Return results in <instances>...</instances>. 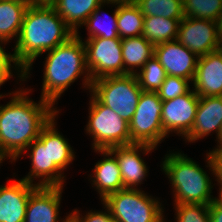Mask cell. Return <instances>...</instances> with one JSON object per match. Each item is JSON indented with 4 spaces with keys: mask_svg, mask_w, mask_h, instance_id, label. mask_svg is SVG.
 <instances>
[{
    "mask_svg": "<svg viewBox=\"0 0 222 222\" xmlns=\"http://www.w3.org/2000/svg\"><path fill=\"white\" fill-rule=\"evenodd\" d=\"M192 85L198 97L222 96V55L218 50L199 57Z\"/></svg>",
    "mask_w": 222,
    "mask_h": 222,
    "instance_id": "obj_17",
    "label": "cell"
},
{
    "mask_svg": "<svg viewBox=\"0 0 222 222\" xmlns=\"http://www.w3.org/2000/svg\"><path fill=\"white\" fill-rule=\"evenodd\" d=\"M117 24L121 39L142 36L144 15L135 3H117Z\"/></svg>",
    "mask_w": 222,
    "mask_h": 222,
    "instance_id": "obj_25",
    "label": "cell"
},
{
    "mask_svg": "<svg viewBox=\"0 0 222 222\" xmlns=\"http://www.w3.org/2000/svg\"><path fill=\"white\" fill-rule=\"evenodd\" d=\"M6 43L7 42L5 40L0 39V87L10 78L13 77V72H12L13 67H14L13 69H15L17 73L16 75H18L19 81H23L22 71L18 68L17 65L14 64L12 54L5 52L6 51L5 47L3 48L4 44L6 45ZM11 62L13 63V65L11 64Z\"/></svg>",
    "mask_w": 222,
    "mask_h": 222,
    "instance_id": "obj_32",
    "label": "cell"
},
{
    "mask_svg": "<svg viewBox=\"0 0 222 222\" xmlns=\"http://www.w3.org/2000/svg\"><path fill=\"white\" fill-rule=\"evenodd\" d=\"M135 4L144 16H161L183 19V0H136Z\"/></svg>",
    "mask_w": 222,
    "mask_h": 222,
    "instance_id": "obj_27",
    "label": "cell"
},
{
    "mask_svg": "<svg viewBox=\"0 0 222 222\" xmlns=\"http://www.w3.org/2000/svg\"><path fill=\"white\" fill-rule=\"evenodd\" d=\"M16 1L24 2L27 3L28 5H31L38 2L39 0H16Z\"/></svg>",
    "mask_w": 222,
    "mask_h": 222,
    "instance_id": "obj_39",
    "label": "cell"
},
{
    "mask_svg": "<svg viewBox=\"0 0 222 222\" xmlns=\"http://www.w3.org/2000/svg\"><path fill=\"white\" fill-rule=\"evenodd\" d=\"M179 152L170 151L160 165L172 184L174 205H210L217 199L211 195L215 184L195 160L193 161L186 154Z\"/></svg>",
    "mask_w": 222,
    "mask_h": 222,
    "instance_id": "obj_4",
    "label": "cell"
},
{
    "mask_svg": "<svg viewBox=\"0 0 222 222\" xmlns=\"http://www.w3.org/2000/svg\"><path fill=\"white\" fill-rule=\"evenodd\" d=\"M37 187L23 179L0 185V222H24L28 199Z\"/></svg>",
    "mask_w": 222,
    "mask_h": 222,
    "instance_id": "obj_16",
    "label": "cell"
},
{
    "mask_svg": "<svg viewBox=\"0 0 222 222\" xmlns=\"http://www.w3.org/2000/svg\"><path fill=\"white\" fill-rule=\"evenodd\" d=\"M90 95L89 120L85 130L93 138V150H108L133 144L129 122L102 104L92 93Z\"/></svg>",
    "mask_w": 222,
    "mask_h": 222,
    "instance_id": "obj_5",
    "label": "cell"
},
{
    "mask_svg": "<svg viewBox=\"0 0 222 222\" xmlns=\"http://www.w3.org/2000/svg\"><path fill=\"white\" fill-rule=\"evenodd\" d=\"M111 4L115 6L114 12L112 13V16L109 17V22L105 23L101 22L100 18V9L105 4ZM103 21V20H102ZM107 23V24H106ZM106 24V25H105ZM86 25V29L88 31V37L87 38H120L118 35V29H117V3L116 2H109L104 1L86 20V22L83 24Z\"/></svg>",
    "mask_w": 222,
    "mask_h": 222,
    "instance_id": "obj_26",
    "label": "cell"
},
{
    "mask_svg": "<svg viewBox=\"0 0 222 222\" xmlns=\"http://www.w3.org/2000/svg\"><path fill=\"white\" fill-rule=\"evenodd\" d=\"M161 110L162 100L157 92L142 91L129 122L132 143L157 147L167 137L162 127Z\"/></svg>",
    "mask_w": 222,
    "mask_h": 222,
    "instance_id": "obj_8",
    "label": "cell"
},
{
    "mask_svg": "<svg viewBox=\"0 0 222 222\" xmlns=\"http://www.w3.org/2000/svg\"><path fill=\"white\" fill-rule=\"evenodd\" d=\"M121 47L124 75H135L155 54V45L143 36L124 38Z\"/></svg>",
    "mask_w": 222,
    "mask_h": 222,
    "instance_id": "obj_21",
    "label": "cell"
},
{
    "mask_svg": "<svg viewBox=\"0 0 222 222\" xmlns=\"http://www.w3.org/2000/svg\"><path fill=\"white\" fill-rule=\"evenodd\" d=\"M63 187L38 186L28 199L24 222H67L59 216ZM60 219L62 221H60Z\"/></svg>",
    "mask_w": 222,
    "mask_h": 222,
    "instance_id": "obj_15",
    "label": "cell"
},
{
    "mask_svg": "<svg viewBox=\"0 0 222 222\" xmlns=\"http://www.w3.org/2000/svg\"><path fill=\"white\" fill-rule=\"evenodd\" d=\"M5 159H7L5 156L0 155V164L3 163L2 161L5 160Z\"/></svg>",
    "mask_w": 222,
    "mask_h": 222,
    "instance_id": "obj_41",
    "label": "cell"
},
{
    "mask_svg": "<svg viewBox=\"0 0 222 222\" xmlns=\"http://www.w3.org/2000/svg\"><path fill=\"white\" fill-rule=\"evenodd\" d=\"M216 24H217L218 37H219L220 43L222 44V12L218 17Z\"/></svg>",
    "mask_w": 222,
    "mask_h": 222,
    "instance_id": "obj_36",
    "label": "cell"
},
{
    "mask_svg": "<svg viewBox=\"0 0 222 222\" xmlns=\"http://www.w3.org/2000/svg\"><path fill=\"white\" fill-rule=\"evenodd\" d=\"M135 75L142 90L151 92H157L167 77L165 69L155 56L150 58Z\"/></svg>",
    "mask_w": 222,
    "mask_h": 222,
    "instance_id": "obj_28",
    "label": "cell"
},
{
    "mask_svg": "<svg viewBox=\"0 0 222 222\" xmlns=\"http://www.w3.org/2000/svg\"><path fill=\"white\" fill-rule=\"evenodd\" d=\"M136 75L108 76L92 81L90 92L122 119L130 122L142 93Z\"/></svg>",
    "mask_w": 222,
    "mask_h": 222,
    "instance_id": "obj_7",
    "label": "cell"
},
{
    "mask_svg": "<svg viewBox=\"0 0 222 222\" xmlns=\"http://www.w3.org/2000/svg\"><path fill=\"white\" fill-rule=\"evenodd\" d=\"M222 128V96L199 97L194 124L190 133L184 138L193 143L201 138L216 133V140Z\"/></svg>",
    "mask_w": 222,
    "mask_h": 222,
    "instance_id": "obj_18",
    "label": "cell"
},
{
    "mask_svg": "<svg viewBox=\"0 0 222 222\" xmlns=\"http://www.w3.org/2000/svg\"><path fill=\"white\" fill-rule=\"evenodd\" d=\"M28 4L16 0H0V39L17 41Z\"/></svg>",
    "mask_w": 222,
    "mask_h": 222,
    "instance_id": "obj_22",
    "label": "cell"
},
{
    "mask_svg": "<svg viewBox=\"0 0 222 222\" xmlns=\"http://www.w3.org/2000/svg\"><path fill=\"white\" fill-rule=\"evenodd\" d=\"M56 116L41 129L39 139L48 145L49 154V187H63L64 169L75 159V153L68 140L56 129ZM63 172V173H62Z\"/></svg>",
    "mask_w": 222,
    "mask_h": 222,
    "instance_id": "obj_10",
    "label": "cell"
},
{
    "mask_svg": "<svg viewBox=\"0 0 222 222\" xmlns=\"http://www.w3.org/2000/svg\"><path fill=\"white\" fill-rule=\"evenodd\" d=\"M104 2V0H50L49 3L75 32L83 26L87 18Z\"/></svg>",
    "mask_w": 222,
    "mask_h": 222,
    "instance_id": "obj_20",
    "label": "cell"
},
{
    "mask_svg": "<svg viewBox=\"0 0 222 222\" xmlns=\"http://www.w3.org/2000/svg\"><path fill=\"white\" fill-rule=\"evenodd\" d=\"M217 142H218L219 144L217 145V148H215V149L222 148V128H221L220 136H219Z\"/></svg>",
    "mask_w": 222,
    "mask_h": 222,
    "instance_id": "obj_38",
    "label": "cell"
},
{
    "mask_svg": "<svg viewBox=\"0 0 222 222\" xmlns=\"http://www.w3.org/2000/svg\"><path fill=\"white\" fill-rule=\"evenodd\" d=\"M121 38H87L83 40L86 65L92 81L108 76L124 75Z\"/></svg>",
    "mask_w": 222,
    "mask_h": 222,
    "instance_id": "obj_9",
    "label": "cell"
},
{
    "mask_svg": "<svg viewBox=\"0 0 222 222\" xmlns=\"http://www.w3.org/2000/svg\"><path fill=\"white\" fill-rule=\"evenodd\" d=\"M19 89L12 93L6 105H0V155L15 162L25 149L39 137L41 129L59 113L50 102L40 98L38 103L30 99L31 89ZM0 94V98H4Z\"/></svg>",
    "mask_w": 222,
    "mask_h": 222,
    "instance_id": "obj_1",
    "label": "cell"
},
{
    "mask_svg": "<svg viewBox=\"0 0 222 222\" xmlns=\"http://www.w3.org/2000/svg\"><path fill=\"white\" fill-rule=\"evenodd\" d=\"M110 222H118L117 220H115V219H112Z\"/></svg>",
    "mask_w": 222,
    "mask_h": 222,
    "instance_id": "obj_43",
    "label": "cell"
},
{
    "mask_svg": "<svg viewBox=\"0 0 222 222\" xmlns=\"http://www.w3.org/2000/svg\"><path fill=\"white\" fill-rule=\"evenodd\" d=\"M103 155V160L98 161L90 175L92 185L99 193L101 202L110 194L124 189L121 172L116 157L109 150H95Z\"/></svg>",
    "mask_w": 222,
    "mask_h": 222,
    "instance_id": "obj_19",
    "label": "cell"
},
{
    "mask_svg": "<svg viewBox=\"0 0 222 222\" xmlns=\"http://www.w3.org/2000/svg\"><path fill=\"white\" fill-rule=\"evenodd\" d=\"M101 204L118 222H166L160 199L147 195L141 189H122L110 194Z\"/></svg>",
    "mask_w": 222,
    "mask_h": 222,
    "instance_id": "obj_6",
    "label": "cell"
},
{
    "mask_svg": "<svg viewBox=\"0 0 222 222\" xmlns=\"http://www.w3.org/2000/svg\"><path fill=\"white\" fill-rule=\"evenodd\" d=\"M206 159L207 167L212 172L211 175L213 174V177L216 178L215 181L218 182V189L222 190V148L209 150L206 153Z\"/></svg>",
    "mask_w": 222,
    "mask_h": 222,
    "instance_id": "obj_34",
    "label": "cell"
},
{
    "mask_svg": "<svg viewBox=\"0 0 222 222\" xmlns=\"http://www.w3.org/2000/svg\"><path fill=\"white\" fill-rule=\"evenodd\" d=\"M154 56L167 75L179 76L193 82L199 57L177 40L155 45Z\"/></svg>",
    "mask_w": 222,
    "mask_h": 222,
    "instance_id": "obj_14",
    "label": "cell"
},
{
    "mask_svg": "<svg viewBox=\"0 0 222 222\" xmlns=\"http://www.w3.org/2000/svg\"><path fill=\"white\" fill-rule=\"evenodd\" d=\"M182 19H170L161 16H144L142 36L154 45L177 39Z\"/></svg>",
    "mask_w": 222,
    "mask_h": 222,
    "instance_id": "obj_24",
    "label": "cell"
},
{
    "mask_svg": "<svg viewBox=\"0 0 222 222\" xmlns=\"http://www.w3.org/2000/svg\"><path fill=\"white\" fill-rule=\"evenodd\" d=\"M210 222H222V204L216 199L209 205Z\"/></svg>",
    "mask_w": 222,
    "mask_h": 222,
    "instance_id": "obj_35",
    "label": "cell"
},
{
    "mask_svg": "<svg viewBox=\"0 0 222 222\" xmlns=\"http://www.w3.org/2000/svg\"><path fill=\"white\" fill-rule=\"evenodd\" d=\"M109 2H116V3H135L136 0H104Z\"/></svg>",
    "mask_w": 222,
    "mask_h": 222,
    "instance_id": "obj_37",
    "label": "cell"
},
{
    "mask_svg": "<svg viewBox=\"0 0 222 222\" xmlns=\"http://www.w3.org/2000/svg\"><path fill=\"white\" fill-rule=\"evenodd\" d=\"M222 12V0H183L185 17L217 21Z\"/></svg>",
    "mask_w": 222,
    "mask_h": 222,
    "instance_id": "obj_29",
    "label": "cell"
},
{
    "mask_svg": "<svg viewBox=\"0 0 222 222\" xmlns=\"http://www.w3.org/2000/svg\"><path fill=\"white\" fill-rule=\"evenodd\" d=\"M218 51H219V52L221 53V55H222V44H221V46L219 47Z\"/></svg>",
    "mask_w": 222,
    "mask_h": 222,
    "instance_id": "obj_42",
    "label": "cell"
},
{
    "mask_svg": "<svg viewBox=\"0 0 222 222\" xmlns=\"http://www.w3.org/2000/svg\"><path fill=\"white\" fill-rule=\"evenodd\" d=\"M176 40L198 57L221 46L216 22L199 18L184 17L180 21Z\"/></svg>",
    "mask_w": 222,
    "mask_h": 222,
    "instance_id": "obj_11",
    "label": "cell"
},
{
    "mask_svg": "<svg viewBox=\"0 0 222 222\" xmlns=\"http://www.w3.org/2000/svg\"><path fill=\"white\" fill-rule=\"evenodd\" d=\"M79 34L75 33L67 42L47 51L40 97L53 106L81 76L84 89L90 92L92 80L86 65L85 46Z\"/></svg>",
    "mask_w": 222,
    "mask_h": 222,
    "instance_id": "obj_3",
    "label": "cell"
},
{
    "mask_svg": "<svg viewBox=\"0 0 222 222\" xmlns=\"http://www.w3.org/2000/svg\"><path fill=\"white\" fill-rule=\"evenodd\" d=\"M103 206L105 209L104 211L90 210L89 212H86L85 216H83L82 213L80 214L78 209H75L69 214V218L73 222H110L113 219L110 211L104 204Z\"/></svg>",
    "mask_w": 222,
    "mask_h": 222,
    "instance_id": "obj_33",
    "label": "cell"
},
{
    "mask_svg": "<svg viewBox=\"0 0 222 222\" xmlns=\"http://www.w3.org/2000/svg\"><path fill=\"white\" fill-rule=\"evenodd\" d=\"M31 150L29 153L31 159V168L28 174L22 179L36 186L49 187V154L48 145L36 138L26 149ZM39 179L36 183L34 180ZM35 182V183H33Z\"/></svg>",
    "mask_w": 222,
    "mask_h": 222,
    "instance_id": "obj_23",
    "label": "cell"
},
{
    "mask_svg": "<svg viewBox=\"0 0 222 222\" xmlns=\"http://www.w3.org/2000/svg\"><path fill=\"white\" fill-rule=\"evenodd\" d=\"M199 97L194 89L174 99L162 101L161 120L167 136L175 133L185 138L194 124Z\"/></svg>",
    "mask_w": 222,
    "mask_h": 222,
    "instance_id": "obj_12",
    "label": "cell"
},
{
    "mask_svg": "<svg viewBox=\"0 0 222 222\" xmlns=\"http://www.w3.org/2000/svg\"><path fill=\"white\" fill-rule=\"evenodd\" d=\"M217 200L222 204V190H219V195L217 197Z\"/></svg>",
    "mask_w": 222,
    "mask_h": 222,
    "instance_id": "obj_40",
    "label": "cell"
},
{
    "mask_svg": "<svg viewBox=\"0 0 222 222\" xmlns=\"http://www.w3.org/2000/svg\"><path fill=\"white\" fill-rule=\"evenodd\" d=\"M174 206L176 222H210L209 205L177 204Z\"/></svg>",
    "mask_w": 222,
    "mask_h": 222,
    "instance_id": "obj_31",
    "label": "cell"
},
{
    "mask_svg": "<svg viewBox=\"0 0 222 222\" xmlns=\"http://www.w3.org/2000/svg\"><path fill=\"white\" fill-rule=\"evenodd\" d=\"M192 82L179 76L167 75L164 82L157 90V94L162 101L174 99L188 93Z\"/></svg>",
    "mask_w": 222,
    "mask_h": 222,
    "instance_id": "obj_30",
    "label": "cell"
},
{
    "mask_svg": "<svg viewBox=\"0 0 222 222\" xmlns=\"http://www.w3.org/2000/svg\"><path fill=\"white\" fill-rule=\"evenodd\" d=\"M154 149L156 147L137 143L108 149L117 159L124 189H140L138 185L143 183L149 172L140 153L146 155Z\"/></svg>",
    "mask_w": 222,
    "mask_h": 222,
    "instance_id": "obj_13",
    "label": "cell"
},
{
    "mask_svg": "<svg viewBox=\"0 0 222 222\" xmlns=\"http://www.w3.org/2000/svg\"><path fill=\"white\" fill-rule=\"evenodd\" d=\"M74 35L75 32L49 2L38 1L29 5L12 53L14 64L22 71V80L30 77L37 57L67 42Z\"/></svg>",
    "mask_w": 222,
    "mask_h": 222,
    "instance_id": "obj_2",
    "label": "cell"
}]
</instances>
